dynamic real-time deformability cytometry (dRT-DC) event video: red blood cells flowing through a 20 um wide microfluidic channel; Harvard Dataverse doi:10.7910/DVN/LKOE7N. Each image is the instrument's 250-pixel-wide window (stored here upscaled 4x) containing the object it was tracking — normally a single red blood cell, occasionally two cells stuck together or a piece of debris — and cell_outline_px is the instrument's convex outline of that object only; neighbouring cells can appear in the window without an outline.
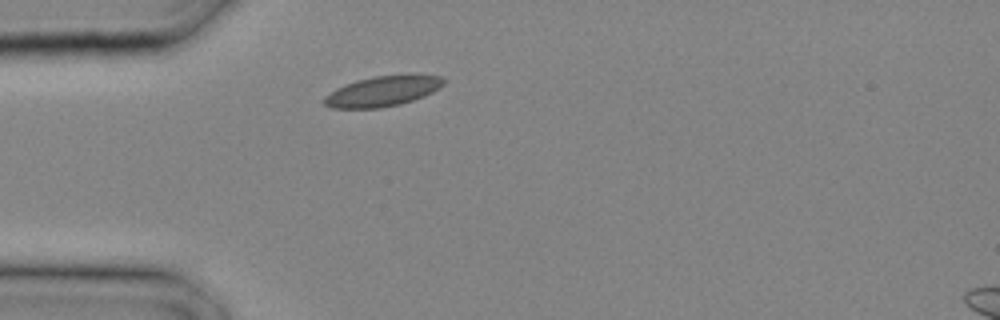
{"species": "common noctule bat (a hibernating species)", "species_latin": "Nyctalus noctula", "temperature_condition": "cold", "stored_images_in_passage": 17, "camera_frame_rate_fps": 3000, "um_per_image_px": 0.085, "animal": {"sex": "male", "body_mass_g": 20.4}, "frame": {"image": 1, "passage_image": 1, "time_ms": 0.0, "image_size_px": [1000, 320], "cell_outline_px": [[448, 80], [440, 88], [424, 96], [400, 104], [380, 108], [332, 108], [324, 104], [324, 96], [336, 88], [356, 80], [372, 76], [416, 72], [444, 76]], "centroid_in_image_um": [32.63, 7.7], "position_along_channel_um": 52.4, "area_um2": 21.85}}
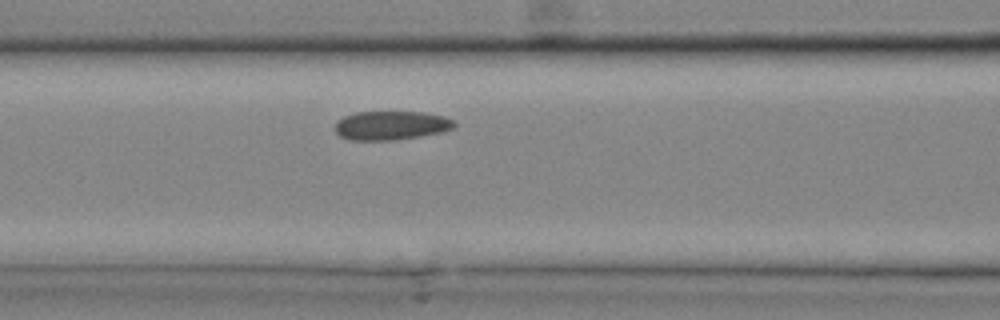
{"frame": {"image": 2, "passage_image": 5, "time_ms": 1.333, "image_size_px": [1000, 320], "cell_outline_px": [[456, 124], [452, 128], [440, 132], [420, 136], [396, 140], [348, 140], [340, 136], [336, 132], [336, 120], [344, 116], [356, 112], [424, 112], [444, 116], [452, 120]], "centroid_in_image_um": [33.21, 10.66], "position_along_channel_um": 133.4, "area_um2": 20.06}}
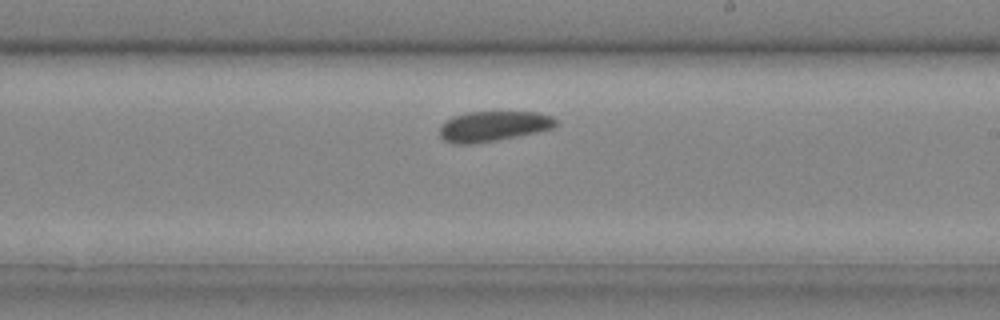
{"frame": {"image": 3, "passage_image": 10, "time_ms": 3.0, "image_size_px": [1000, 320], "cell_outline_px": [[560, 120], [552, 128], [536, 132], [496, 140], [472, 144], [452, 144], [444, 140], [440, 136], [440, 124], [452, 116], [464, 112], [496, 108], [540, 112], [552, 116]], "centroid_in_image_um": [41.94, 10.65], "position_along_channel_um": 247.1, "area_um2": 21.73}}